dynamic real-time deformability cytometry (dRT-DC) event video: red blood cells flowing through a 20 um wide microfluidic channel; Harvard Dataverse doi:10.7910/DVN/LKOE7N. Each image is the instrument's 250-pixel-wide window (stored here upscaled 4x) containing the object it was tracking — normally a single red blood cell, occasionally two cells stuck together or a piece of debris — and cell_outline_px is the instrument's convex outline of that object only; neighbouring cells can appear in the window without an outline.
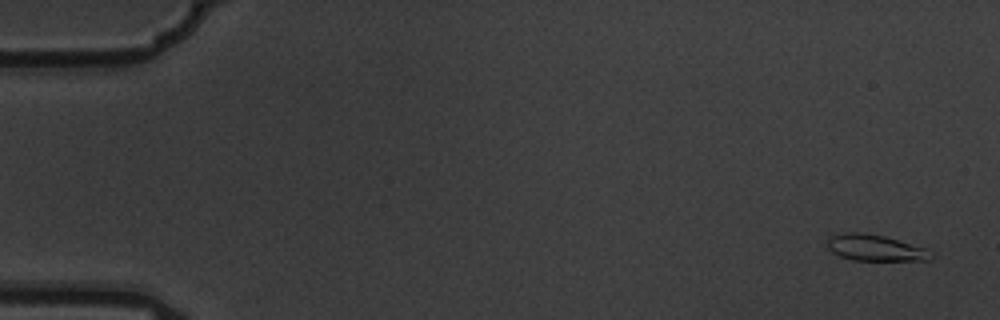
{"species": "common noctule bat (a hibernating species)", "species_latin": "Nyctalus noctula", "temperature_condition": "warm", "stored_images_in_passage": 6, "camera_frame_rate_fps": 3000, "um_per_image_px": 0.085, "animal": {"sex": "male", "body_mass_g": 19.5, "forearm_length_mm": 54.6}, "frame": {"image": 1, "passage_image": 1, "time_ms": 0.0, "image_size_px": [1000, 320], "cell_outline_px": [[936, 256], [932, 260], [852, 260], [840, 256], [832, 252], [828, 248], [828, 240], [832, 236], [844, 232], [860, 232], [884, 236], [928, 248]], "centroid_in_image_um": [74.47, 21.07], "position_along_channel_um": 10.5, "area_um2": 15.95}}
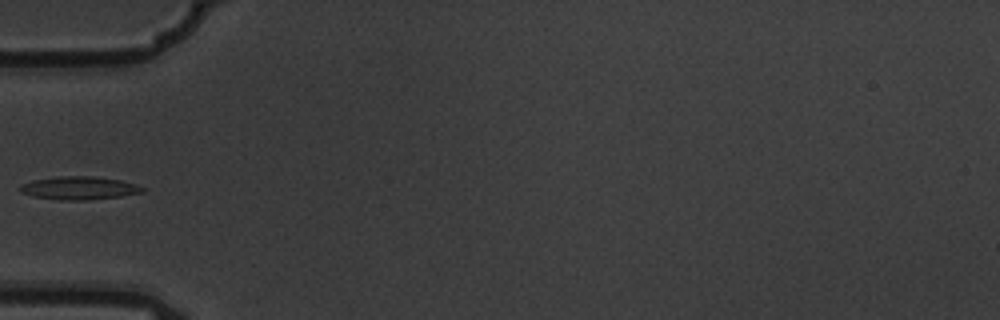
{"frame": {"image": 2, "passage_image": 5, "time_ms": 1.333, "image_size_px": [1000, 320], "cell_outline_px": [[144, 192], [120, 196], [88, 200], [60, 200], [32, 196], [20, 192], [20, 184], [32, 180], [56, 176], [92, 176], [120, 180], [136, 184], [144, 188]], "centroid_in_image_um": [6.69, 15.98], "position_along_channel_um": 78.3, "area_um2": 16.53}}
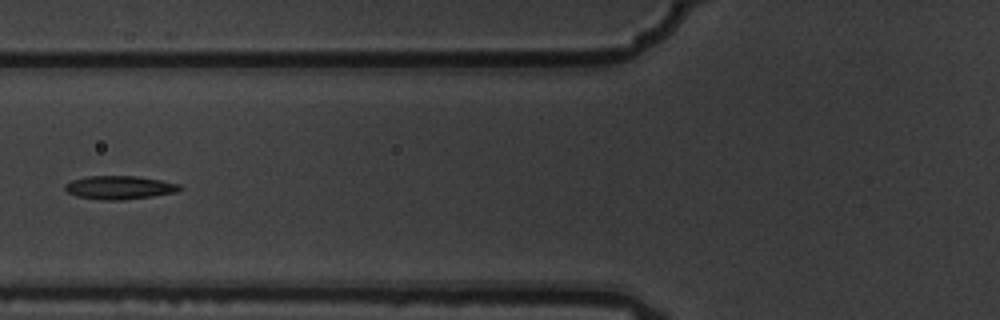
{"frame": {"image": 3, "passage_image": 6, "time_ms": 1.667, "image_size_px": [1000, 320], "cell_outline_px": [[184, 188], [176, 192], [152, 196], [124, 200], [104, 200], [76, 196], [68, 192], [64, 188], [64, 184], [72, 180], [88, 176], [136, 176], [160, 180], [180, 184]], "centroid_in_image_um": [10.16, 15.94], "position_along_channel_um": 115.6, "area_um2": 15.66}}